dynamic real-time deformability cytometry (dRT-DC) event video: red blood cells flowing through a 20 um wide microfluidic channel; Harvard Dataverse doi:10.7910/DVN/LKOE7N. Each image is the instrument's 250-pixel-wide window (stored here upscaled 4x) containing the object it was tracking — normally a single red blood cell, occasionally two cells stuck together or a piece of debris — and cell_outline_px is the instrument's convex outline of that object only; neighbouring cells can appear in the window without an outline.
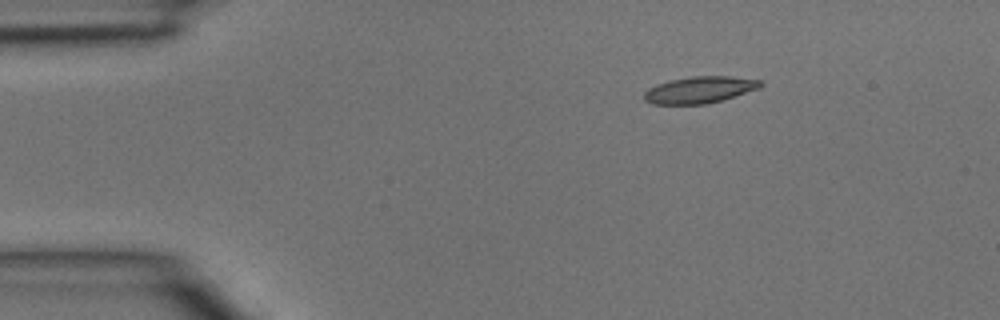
{"species": "common noctule bat (a hibernating species)", "species_latin": "Nyctalus noctula", "temperature_condition": "room temperature", "stored_images_in_passage": 4, "camera_frame_rate_fps": 3000, "um_per_image_px": 0.085, "animal": {"sex": "male", "body_mass_g": 15.6}, "frame": {"image": 1, "passage_image": 2, "time_ms": 0.333, "image_size_px": [1000, 320], "cell_outline_px": [[764, 84], [760, 88], [708, 104], [652, 104], [644, 100], [644, 92], [648, 88], [656, 84], [672, 80], [692, 76], [728, 76], [760, 80]], "centroid_in_image_um": [59.46, 7.64], "position_along_channel_um": 25.5, "area_um2": 18.03}}